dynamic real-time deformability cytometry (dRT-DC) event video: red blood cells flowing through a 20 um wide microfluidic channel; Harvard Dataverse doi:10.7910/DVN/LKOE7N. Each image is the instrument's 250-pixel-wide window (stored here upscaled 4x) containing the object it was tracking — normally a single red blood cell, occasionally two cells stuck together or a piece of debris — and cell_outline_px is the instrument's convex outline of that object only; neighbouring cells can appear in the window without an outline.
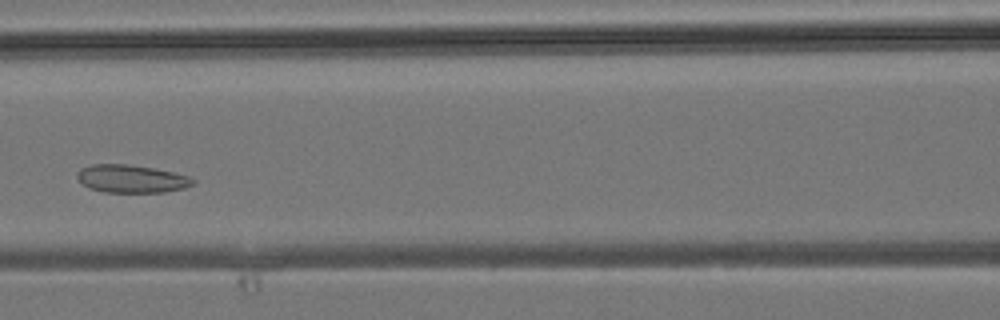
{"species": "common noctule bat (a hibernating species)", "species_latin": "Nyctalus noctula", "temperature_condition": "room temperature", "stored_images_in_passage": 38, "camera_frame_rate_fps": 3000, "um_per_image_px": 0.085, "animal": {"sex": "male", "body_mass_g": 19.2, "forearm_length_mm": 51.8}, "frame": {"image": 1, "passage_image": 14, "time_ms": 4.333, "image_size_px": [1000, 320], "cell_outline_px": [[196, 180], [192, 184], [184, 188], [164, 192], [104, 192], [88, 188], [76, 176], [76, 172], [80, 168], [92, 164], [128, 164], [152, 168], [172, 172], [188, 176]], "centroid_in_image_um": [11.14, 15.19], "position_along_channel_um": 155.5, "area_um2": 18.73}}
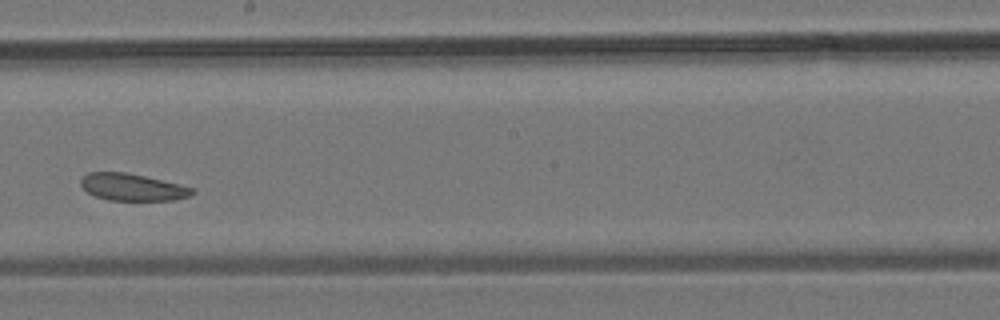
{"frame": {"image": 2, "passage_image": 19, "time_ms": 6.0, "image_size_px": [1000, 320], "cell_outline_px": [[196, 192], [188, 196], [172, 200], [108, 200], [96, 196], [88, 192], [80, 184], [80, 180], [88, 172], [124, 172], [144, 176], [180, 184], [196, 188]], "centroid_in_image_um": [11.27, 15.91], "position_along_channel_um": 236.9, "area_um2": 17.46}}
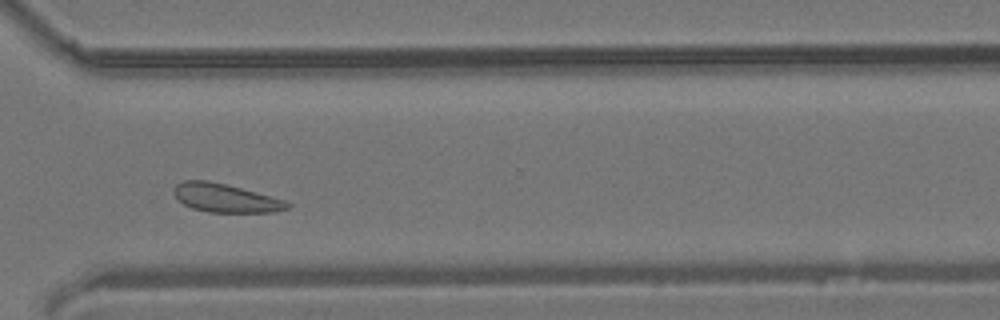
{"frame": {"image": 3, "passage_image": 26, "time_ms": 8.333, "image_size_px": [1000, 320], "cell_outline_px": [[292, 204], [288, 208], [276, 212], [208, 212], [192, 208], [184, 204], [172, 192], [176, 184], [184, 180], [208, 180], [256, 192], [284, 200]], "centroid_in_image_um": [19.15, 16.83], "position_along_channel_um": 351.4, "area_um2": 18.67}}